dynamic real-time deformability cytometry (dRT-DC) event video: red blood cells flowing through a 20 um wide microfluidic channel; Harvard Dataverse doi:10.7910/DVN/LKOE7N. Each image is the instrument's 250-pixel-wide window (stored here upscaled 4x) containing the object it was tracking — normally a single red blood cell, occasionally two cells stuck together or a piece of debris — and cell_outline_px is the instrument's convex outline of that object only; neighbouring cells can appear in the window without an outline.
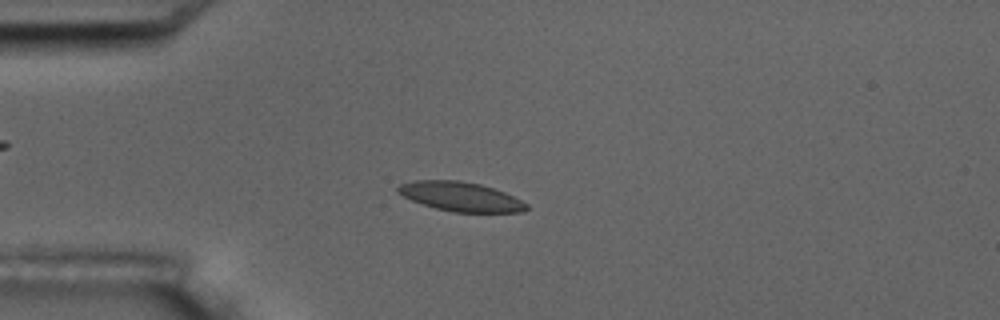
{"species": "common noctule bat (a hibernating species)", "species_latin": "Nyctalus noctula", "temperature_condition": "room temperature", "stored_images_in_passage": 7, "camera_frame_rate_fps": 3000, "um_per_image_px": 0.085, "animal": {"sex": "male", "body_mass_g": 17.5, "forearm_length_mm": 52.3}, "frame": {"image": 1, "passage_image": 4, "time_ms": 3.333, "image_size_px": [1000, 320], "cell_outline_px": [[528, 208], [524, 212], [452, 212], [436, 208], [412, 200], [396, 192], [396, 188], [400, 184], [412, 180], [460, 180], [480, 184], [504, 192], [528, 204]], "centroid_in_image_um": [39.14, 16.7], "position_along_channel_um": 45.9, "area_um2": 21.85}}